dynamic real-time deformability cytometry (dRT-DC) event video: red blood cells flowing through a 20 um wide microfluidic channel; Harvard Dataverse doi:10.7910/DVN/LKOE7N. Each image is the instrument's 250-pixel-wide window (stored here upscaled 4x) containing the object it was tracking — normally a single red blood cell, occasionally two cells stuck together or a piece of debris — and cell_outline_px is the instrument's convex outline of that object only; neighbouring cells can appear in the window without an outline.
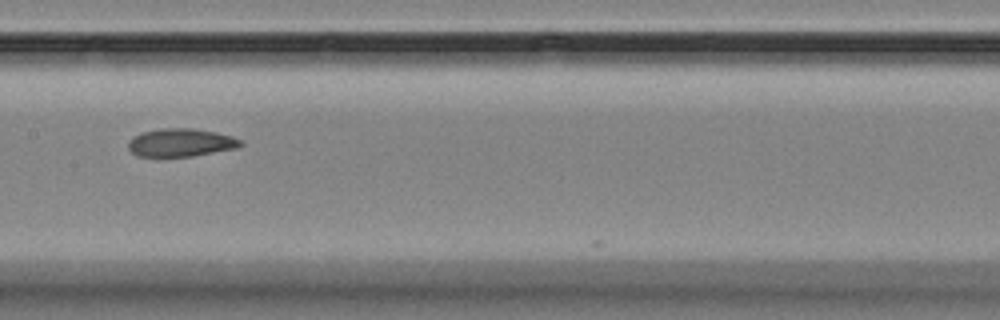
{"species": "Egyptian fruit bat (a non-hibernating species)", "species_latin": "Rousettus aegyptiacus", "temperature_condition": "room temperature", "stored_images_in_passage": 7, "camera_frame_rate_fps": 3000, "um_per_image_px": 0.085, "animal": {"sex": "female"}, "frame": {"image": 1, "passage_image": 6, "time_ms": 6.0, "image_size_px": [1000, 320], "cell_outline_px": [[244, 144], [236, 148], [192, 156], [136, 156], [128, 148], [128, 144], [140, 132], [160, 128], [192, 128], [216, 132], [232, 136], [244, 140]], "centroid_in_image_um": [15.41, 12.11], "position_along_channel_um": 192.0, "area_um2": 18.32}}
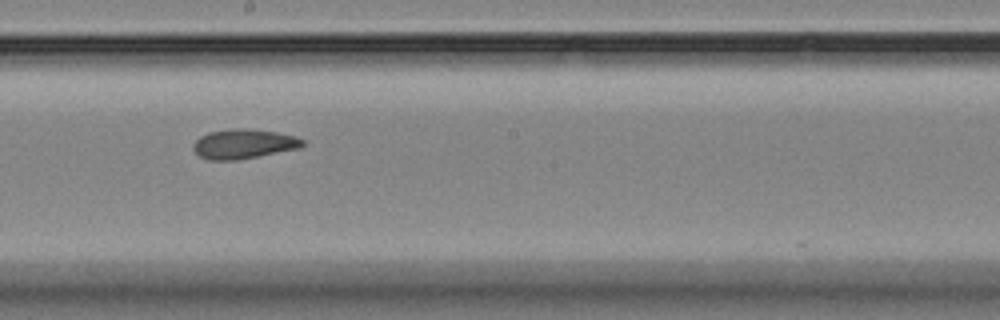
{"frame": {"image": 2, "passage_image": 7, "time_ms": 7.0, "image_size_px": [1000, 320], "cell_outline_px": [[304, 144], [300, 148], [240, 160], [208, 160], [200, 156], [192, 148], [192, 144], [200, 136], [208, 132], [236, 128], [244, 128], [276, 132], [296, 136], [304, 140]], "centroid_in_image_um": [20.71, 12.24], "position_along_channel_um": 227.5, "area_um2": 18.96}}